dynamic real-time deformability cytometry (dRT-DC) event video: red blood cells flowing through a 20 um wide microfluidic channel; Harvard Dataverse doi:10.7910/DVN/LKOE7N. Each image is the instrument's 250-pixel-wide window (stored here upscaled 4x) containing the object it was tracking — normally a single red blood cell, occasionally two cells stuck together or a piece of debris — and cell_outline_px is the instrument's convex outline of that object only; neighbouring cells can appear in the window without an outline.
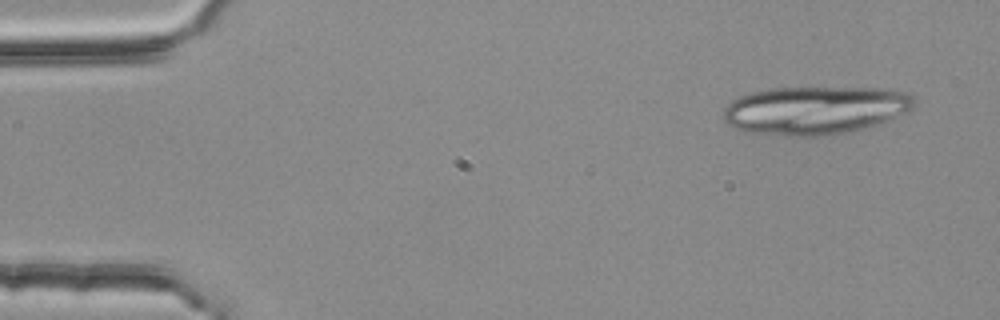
{"species": "common noctule bat (a hibernating species)", "species_latin": "Nyctalus noctula", "temperature_condition": "room temperature", "stored_images_in_passage": 4, "camera_frame_rate_fps": 3000, "um_per_image_px": 0.085, "animal": {"sex": "female", "body_mass_g": 25.1}, "frame": {"image": 1, "passage_image": 1, "time_ms": 0.0, "image_size_px": [1000, 320], "cell_outline_px": [[916, 104], [908, 112], [880, 124], [848, 132], [816, 136], [788, 136], [744, 132], [728, 124], [724, 120], [724, 108], [732, 100], [740, 96], [752, 92], [768, 88], [884, 88], [908, 92], [916, 96]], "centroid_in_image_um": [69.33, 9.36], "position_along_channel_um": 15.7, "area_um2": 54.1}}